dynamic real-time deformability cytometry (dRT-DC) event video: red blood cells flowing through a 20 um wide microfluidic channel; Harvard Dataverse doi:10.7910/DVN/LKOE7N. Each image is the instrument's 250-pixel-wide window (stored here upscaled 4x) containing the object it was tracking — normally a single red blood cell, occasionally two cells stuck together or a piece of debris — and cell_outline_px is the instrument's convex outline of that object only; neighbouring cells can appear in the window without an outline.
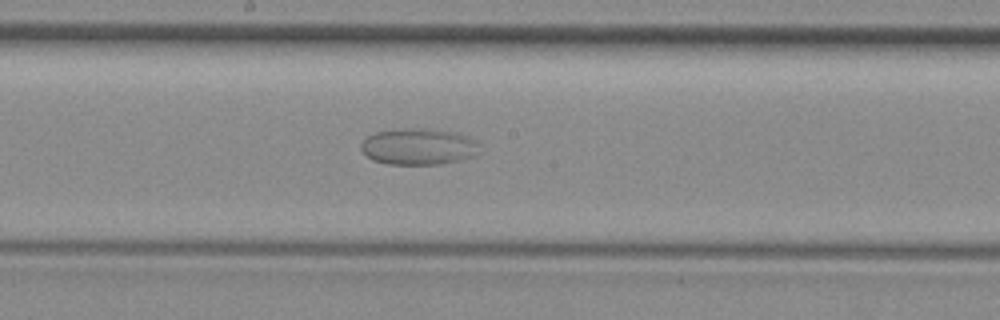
{"species": "common noctule bat (a hibernating species)", "species_latin": "Nyctalus noctula", "temperature_condition": "room temperature", "stored_images_in_passage": 51, "camera_frame_rate_fps": 3000, "um_per_image_px": 0.085, "animal": {"sex": "female", "body_mass_g": 29.2, "forearm_length_mm": 56.3}, "frame": {"image": 1, "passage_image": 26, "time_ms": 8.333, "image_size_px": [1000, 320], "cell_outline_px": [[476, 156], [460, 160], [440, 164], [388, 164], [372, 160], [360, 148], [360, 144], [368, 136], [376, 132], [448, 132], [464, 136], [472, 140]], "centroid_in_image_um": [35.49, 12.55], "position_along_channel_um": 212.7, "area_um2": 23.12}}
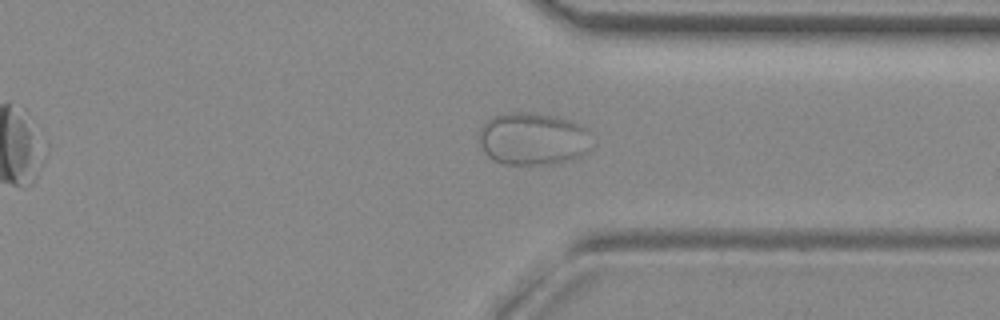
{"frame": {"image": 2, "passage_image": 38, "time_ms": 12.333, "image_size_px": [1000, 320], "cell_outline_px": [[596, 144], [588, 152], [572, 160], [544, 164], [504, 164], [488, 156], [484, 152], [480, 144], [480, 128], [484, 120], [508, 112], [528, 112], [552, 116], [572, 120], [580, 124], [588, 132]], "centroid_in_image_um": [45.35, 11.8], "position_along_channel_um": 366.1, "area_um2": 34.85}}